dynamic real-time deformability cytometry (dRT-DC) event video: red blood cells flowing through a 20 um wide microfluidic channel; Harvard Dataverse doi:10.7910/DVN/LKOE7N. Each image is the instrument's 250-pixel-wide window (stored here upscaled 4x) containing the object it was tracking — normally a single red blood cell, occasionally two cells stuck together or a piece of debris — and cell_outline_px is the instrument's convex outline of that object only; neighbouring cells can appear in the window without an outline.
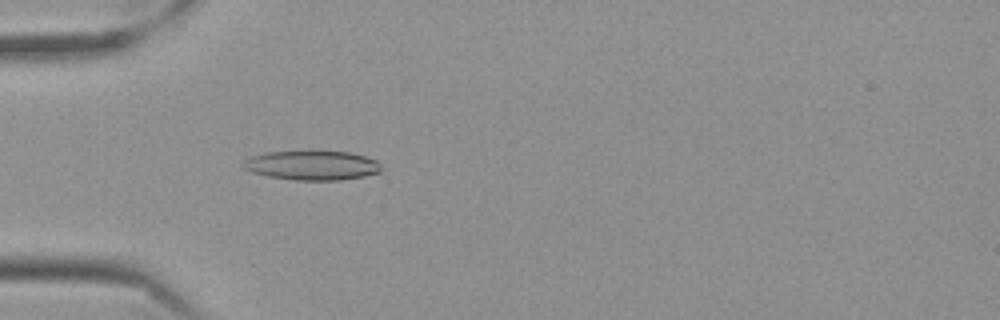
{"species": "Egyptian fruit bat (a non-hibernating species)", "species_latin": "Rousettus aegyptiacus", "temperature_condition": "cold", "stored_images_in_passage": 45, "camera_frame_rate_fps": 3000, "um_per_image_px": 0.085, "frame": {"image": 1, "passage_image": 9, "time_ms": 2.667, "image_size_px": [1000, 320], "cell_outline_px": [[380, 172], [364, 176], [340, 180], [296, 180], [268, 176], [252, 172], [244, 168], [240, 164], [244, 160], [252, 156], [268, 152], [348, 152], [364, 156], [376, 160], [380, 164]], "centroid_in_image_um": [26.51, 14.07], "position_along_channel_um": 58.5, "area_um2": 23.29}}
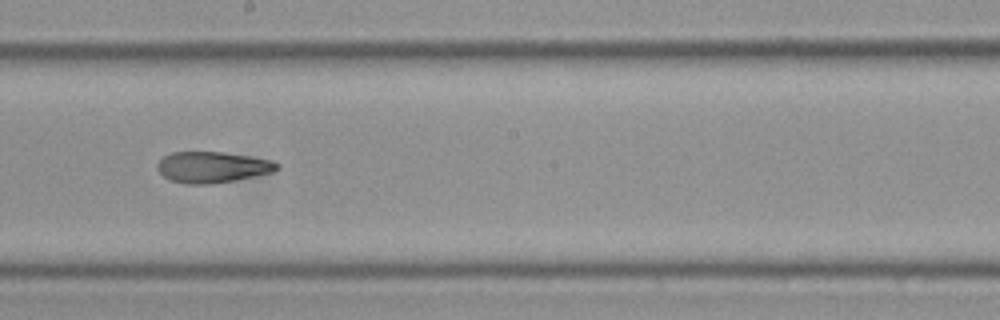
{"frame": {"image": 2, "passage_image": 24, "time_ms": 7.667, "image_size_px": [1000, 320], "cell_outline_px": [[280, 168], [272, 172], [236, 180], [212, 184], [184, 184], [172, 180], [164, 176], [156, 168], [156, 164], [164, 156], [172, 152], [224, 152], [272, 160], [280, 164]], "centroid_in_image_um": [18.06, 14.21], "position_along_channel_um": 230.1, "area_um2": 21.68}}
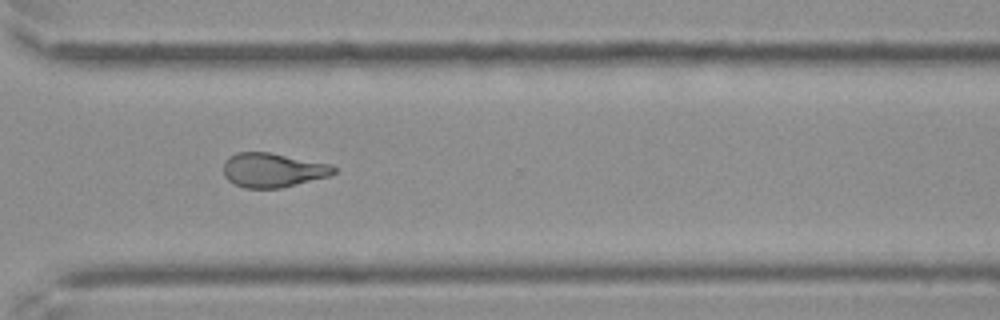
{"frame": {"image": 3, "passage_image": 34, "time_ms": 11.0, "image_size_px": [1000, 320], "cell_outline_px": [[336, 172], [328, 176], [280, 188], [244, 188], [228, 180], [224, 176], [224, 160], [228, 156], [236, 152], [268, 152], [332, 164], [336, 168]], "centroid_in_image_um": [23.17, 14.45], "position_along_channel_um": 347.4, "area_um2": 22.02}, "authors_computed_cell_mechanics": {"area_um2": 22.0218, "velocity_mm_per_s": 3.5223, "shape_relaxation_time_tau1_ms": null, "shape_relaxation_time_tau2_ms": 3.2194, "deformation_change_tau1": null, "deformation_change_tau2": 0.1186}}